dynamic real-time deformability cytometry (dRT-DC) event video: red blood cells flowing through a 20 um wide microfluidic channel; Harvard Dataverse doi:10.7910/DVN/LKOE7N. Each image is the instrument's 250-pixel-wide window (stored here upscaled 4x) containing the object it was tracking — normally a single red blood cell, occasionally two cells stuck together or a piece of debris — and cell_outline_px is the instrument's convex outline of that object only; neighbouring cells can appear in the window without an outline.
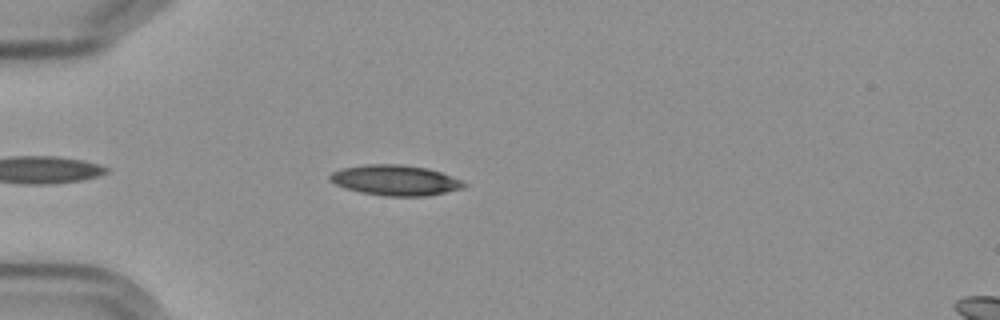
{"species": "Egyptian fruit bat (a non-hibernating species)", "species_latin": "Rousettus aegyptiacus", "temperature_condition": "cold", "stored_images_in_passage": 2, "camera_frame_rate_fps": 3000, "um_per_image_px": 0.085, "frame": {"image": 1, "passage_image": 2, "time_ms": 1.0, "image_size_px": [1000, 320], "cell_outline_px": [[468, 184], [464, 188], [428, 196], [388, 196], [360, 192], [344, 188], [328, 180], [328, 176], [332, 172], [340, 168], [364, 164], [400, 164], [424, 168], [440, 172], [452, 176]], "centroid_in_image_um": [33.57, 15.32], "position_along_channel_um": 51.4, "area_um2": 23.81}}